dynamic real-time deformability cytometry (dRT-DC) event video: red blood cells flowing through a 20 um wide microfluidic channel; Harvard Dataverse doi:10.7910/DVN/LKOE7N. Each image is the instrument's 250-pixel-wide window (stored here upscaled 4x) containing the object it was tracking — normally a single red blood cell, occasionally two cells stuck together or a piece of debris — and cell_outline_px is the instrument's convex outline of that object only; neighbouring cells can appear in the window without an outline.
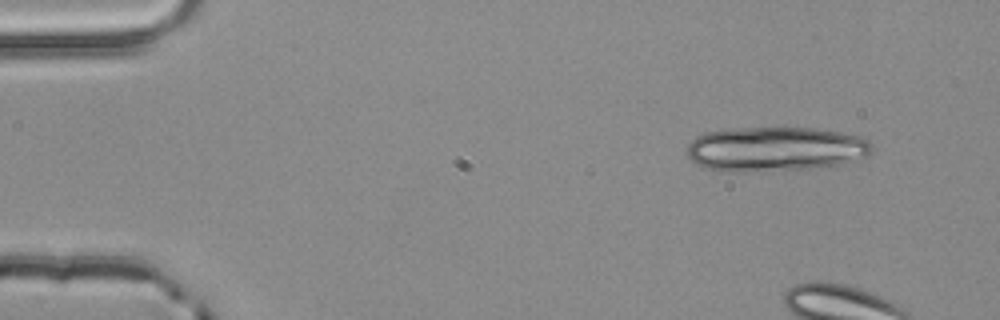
{"species": "common noctule bat (a hibernating species)", "species_latin": "Nyctalus noctula", "temperature_condition": "room temperature", "stored_images_in_passage": 4, "camera_frame_rate_fps": 3000, "um_per_image_px": 0.085, "animal": {"sex": "male", "body_mass_g": 20.4}, "frame": {"image": 1, "passage_image": 1, "time_ms": 0.0, "image_size_px": [1000, 320], "cell_outline_px": [[872, 152], [864, 156], [852, 160], [836, 164], [808, 168], [744, 172], [720, 172], [700, 168], [688, 156], [688, 144], [696, 136], [708, 132], [732, 128], [812, 128], [840, 132], [856, 136], [868, 140], [872, 144]], "centroid_in_image_um": [65.81, 12.67], "position_along_channel_um": 19.2, "area_um2": 47.86}}